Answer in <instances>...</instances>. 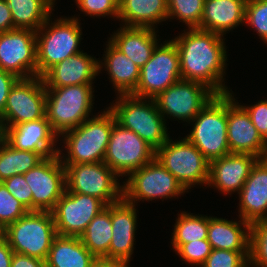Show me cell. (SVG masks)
<instances>
[{
  "mask_svg": "<svg viewBox=\"0 0 267 267\" xmlns=\"http://www.w3.org/2000/svg\"><path fill=\"white\" fill-rule=\"evenodd\" d=\"M187 30L172 39L179 53L181 79L203 83L216 95L229 94L223 83L227 65L225 39L199 28Z\"/></svg>",
  "mask_w": 267,
  "mask_h": 267,
  "instance_id": "obj_1",
  "label": "cell"
},
{
  "mask_svg": "<svg viewBox=\"0 0 267 267\" xmlns=\"http://www.w3.org/2000/svg\"><path fill=\"white\" fill-rule=\"evenodd\" d=\"M116 121L112 111L107 108L102 113L86 119L78 127L63 133L61 136L67 154L58 155L62 164H86L103 162L110 133Z\"/></svg>",
  "mask_w": 267,
  "mask_h": 267,
  "instance_id": "obj_2",
  "label": "cell"
},
{
  "mask_svg": "<svg viewBox=\"0 0 267 267\" xmlns=\"http://www.w3.org/2000/svg\"><path fill=\"white\" fill-rule=\"evenodd\" d=\"M119 95L109 109L116 122L138 134L155 151L169 138L166 120L159 112L154 99Z\"/></svg>",
  "mask_w": 267,
  "mask_h": 267,
  "instance_id": "obj_3",
  "label": "cell"
},
{
  "mask_svg": "<svg viewBox=\"0 0 267 267\" xmlns=\"http://www.w3.org/2000/svg\"><path fill=\"white\" fill-rule=\"evenodd\" d=\"M93 85L45 87V116L53 132L63 133L81 125L89 118L93 107Z\"/></svg>",
  "mask_w": 267,
  "mask_h": 267,
  "instance_id": "obj_4",
  "label": "cell"
},
{
  "mask_svg": "<svg viewBox=\"0 0 267 267\" xmlns=\"http://www.w3.org/2000/svg\"><path fill=\"white\" fill-rule=\"evenodd\" d=\"M51 15L36 31V53L38 76L41 77L55 64L82 52V27L76 17L57 19L52 23ZM51 22V23H50ZM51 24V25H50Z\"/></svg>",
  "mask_w": 267,
  "mask_h": 267,
  "instance_id": "obj_5",
  "label": "cell"
},
{
  "mask_svg": "<svg viewBox=\"0 0 267 267\" xmlns=\"http://www.w3.org/2000/svg\"><path fill=\"white\" fill-rule=\"evenodd\" d=\"M186 138L209 161L230 154L227 139V94L215 95L199 114Z\"/></svg>",
  "mask_w": 267,
  "mask_h": 267,
  "instance_id": "obj_6",
  "label": "cell"
},
{
  "mask_svg": "<svg viewBox=\"0 0 267 267\" xmlns=\"http://www.w3.org/2000/svg\"><path fill=\"white\" fill-rule=\"evenodd\" d=\"M57 235L51 212L29 211L3 230V237L15 253L46 261Z\"/></svg>",
  "mask_w": 267,
  "mask_h": 267,
  "instance_id": "obj_7",
  "label": "cell"
},
{
  "mask_svg": "<svg viewBox=\"0 0 267 267\" xmlns=\"http://www.w3.org/2000/svg\"><path fill=\"white\" fill-rule=\"evenodd\" d=\"M155 158L187 190L195 185H207L210 162L186 137L168 140L155 151Z\"/></svg>",
  "mask_w": 267,
  "mask_h": 267,
  "instance_id": "obj_8",
  "label": "cell"
},
{
  "mask_svg": "<svg viewBox=\"0 0 267 267\" xmlns=\"http://www.w3.org/2000/svg\"><path fill=\"white\" fill-rule=\"evenodd\" d=\"M63 165L68 192L96 197L106 206L123 198L119 176L105 162Z\"/></svg>",
  "mask_w": 267,
  "mask_h": 267,
  "instance_id": "obj_9",
  "label": "cell"
},
{
  "mask_svg": "<svg viewBox=\"0 0 267 267\" xmlns=\"http://www.w3.org/2000/svg\"><path fill=\"white\" fill-rule=\"evenodd\" d=\"M123 183V198L134 205L142 199H171L187 192L156 158L131 172Z\"/></svg>",
  "mask_w": 267,
  "mask_h": 267,
  "instance_id": "obj_10",
  "label": "cell"
},
{
  "mask_svg": "<svg viewBox=\"0 0 267 267\" xmlns=\"http://www.w3.org/2000/svg\"><path fill=\"white\" fill-rule=\"evenodd\" d=\"M181 79L179 53L171 39L158 45L150 59L140 68L138 85L132 95L154 99Z\"/></svg>",
  "mask_w": 267,
  "mask_h": 267,
  "instance_id": "obj_11",
  "label": "cell"
},
{
  "mask_svg": "<svg viewBox=\"0 0 267 267\" xmlns=\"http://www.w3.org/2000/svg\"><path fill=\"white\" fill-rule=\"evenodd\" d=\"M154 158L155 150L145 140L114 122L103 162L119 177L129 175Z\"/></svg>",
  "mask_w": 267,
  "mask_h": 267,
  "instance_id": "obj_12",
  "label": "cell"
},
{
  "mask_svg": "<svg viewBox=\"0 0 267 267\" xmlns=\"http://www.w3.org/2000/svg\"><path fill=\"white\" fill-rule=\"evenodd\" d=\"M46 90L42 77L18 79L9 91L0 127H13L45 117Z\"/></svg>",
  "mask_w": 267,
  "mask_h": 267,
  "instance_id": "obj_13",
  "label": "cell"
},
{
  "mask_svg": "<svg viewBox=\"0 0 267 267\" xmlns=\"http://www.w3.org/2000/svg\"><path fill=\"white\" fill-rule=\"evenodd\" d=\"M216 94L203 83L180 79L162 91L154 101L163 118L190 122Z\"/></svg>",
  "mask_w": 267,
  "mask_h": 267,
  "instance_id": "obj_14",
  "label": "cell"
},
{
  "mask_svg": "<svg viewBox=\"0 0 267 267\" xmlns=\"http://www.w3.org/2000/svg\"><path fill=\"white\" fill-rule=\"evenodd\" d=\"M0 69L19 79L38 76L36 31L15 28L0 33Z\"/></svg>",
  "mask_w": 267,
  "mask_h": 267,
  "instance_id": "obj_15",
  "label": "cell"
},
{
  "mask_svg": "<svg viewBox=\"0 0 267 267\" xmlns=\"http://www.w3.org/2000/svg\"><path fill=\"white\" fill-rule=\"evenodd\" d=\"M24 179L32 191V211L51 212L66 190L65 167L58 154L44 158Z\"/></svg>",
  "mask_w": 267,
  "mask_h": 267,
  "instance_id": "obj_16",
  "label": "cell"
},
{
  "mask_svg": "<svg viewBox=\"0 0 267 267\" xmlns=\"http://www.w3.org/2000/svg\"><path fill=\"white\" fill-rule=\"evenodd\" d=\"M105 207L96 197L65 190L51 211L56 233L80 237L90 221Z\"/></svg>",
  "mask_w": 267,
  "mask_h": 267,
  "instance_id": "obj_17",
  "label": "cell"
},
{
  "mask_svg": "<svg viewBox=\"0 0 267 267\" xmlns=\"http://www.w3.org/2000/svg\"><path fill=\"white\" fill-rule=\"evenodd\" d=\"M227 94V139L230 153L251 154L259 159L267 157V142L253 125L246 110Z\"/></svg>",
  "mask_w": 267,
  "mask_h": 267,
  "instance_id": "obj_18",
  "label": "cell"
},
{
  "mask_svg": "<svg viewBox=\"0 0 267 267\" xmlns=\"http://www.w3.org/2000/svg\"><path fill=\"white\" fill-rule=\"evenodd\" d=\"M0 135L15 149L34 151L43 158L59 152L55 145L59 137L53 132L46 116L13 127H0Z\"/></svg>",
  "mask_w": 267,
  "mask_h": 267,
  "instance_id": "obj_19",
  "label": "cell"
},
{
  "mask_svg": "<svg viewBox=\"0 0 267 267\" xmlns=\"http://www.w3.org/2000/svg\"><path fill=\"white\" fill-rule=\"evenodd\" d=\"M258 159L251 154L230 153L211 161L207 185L224 194L239 193Z\"/></svg>",
  "mask_w": 267,
  "mask_h": 267,
  "instance_id": "obj_20",
  "label": "cell"
},
{
  "mask_svg": "<svg viewBox=\"0 0 267 267\" xmlns=\"http://www.w3.org/2000/svg\"><path fill=\"white\" fill-rule=\"evenodd\" d=\"M99 60L86 52H79L55 64L41 77L45 87L92 85L99 74Z\"/></svg>",
  "mask_w": 267,
  "mask_h": 267,
  "instance_id": "obj_21",
  "label": "cell"
},
{
  "mask_svg": "<svg viewBox=\"0 0 267 267\" xmlns=\"http://www.w3.org/2000/svg\"><path fill=\"white\" fill-rule=\"evenodd\" d=\"M136 210V206L124 198L111 204L112 239L109 245V259L130 262L136 240Z\"/></svg>",
  "mask_w": 267,
  "mask_h": 267,
  "instance_id": "obj_22",
  "label": "cell"
},
{
  "mask_svg": "<svg viewBox=\"0 0 267 267\" xmlns=\"http://www.w3.org/2000/svg\"><path fill=\"white\" fill-rule=\"evenodd\" d=\"M239 194V218L250 224L267 219V157L258 159Z\"/></svg>",
  "mask_w": 267,
  "mask_h": 267,
  "instance_id": "obj_23",
  "label": "cell"
},
{
  "mask_svg": "<svg viewBox=\"0 0 267 267\" xmlns=\"http://www.w3.org/2000/svg\"><path fill=\"white\" fill-rule=\"evenodd\" d=\"M156 36L157 33L152 28L122 25L108 40L141 68L159 44Z\"/></svg>",
  "mask_w": 267,
  "mask_h": 267,
  "instance_id": "obj_24",
  "label": "cell"
},
{
  "mask_svg": "<svg viewBox=\"0 0 267 267\" xmlns=\"http://www.w3.org/2000/svg\"><path fill=\"white\" fill-rule=\"evenodd\" d=\"M247 0H205L200 29L221 36L245 22Z\"/></svg>",
  "mask_w": 267,
  "mask_h": 267,
  "instance_id": "obj_25",
  "label": "cell"
},
{
  "mask_svg": "<svg viewBox=\"0 0 267 267\" xmlns=\"http://www.w3.org/2000/svg\"><path fill=\"white\" fill-rule=\"evenodd\" d=\"M250 231L251 224L242 218L237 222L208 217L207 240L212 249L250 251Z\"/></svg>",
  "mask_w": 267,
  "mask_h": 267,
  "instance_id": "obj_26",
  "label": "cell"
},
{
  "mask_svg": "<svg viewBox=\"0 0 267 267\" xmlns=\"http://www.w3.org/2000/svg\"><path fill=\"white\" fill-rule=\"evenodd\" d=\"M107 43L104 62H98L99 73L105 67L118 95L133 94L139 82L140 68L110 41Z\"/></svg>",
  "mask_w": 267,
  "mask_h": 267,
  "instance_id": "obj_27",
  "label": "cell"
},
{
  "mask_svg": "<svg viewBox=\"0 0 267 267\" xmlns=\"http://www.w3.org/2000/svg\"><path fill=\"white\" fill-rule=\"evenodd\" d=\"M118 19L125 26L155 29L168 20L167 0H119Z\"/></svg>",
  "mask_w": 267,
  "mask_h": 267,
  "instance_id": "obj_28",
  "label": "cell"
},
{
  "mask_svg": "<svg viewBox=\"0 0 267 267\" xmlns=\"http://www.w3.org/2000/svg\"><path fill=\"white\" fill-rule=\"evenodd\" d=\"M96 260L79 237L57 234L45 263L46 267H92Z\"/></svg>",
  "mask_w": 267,
  "mask_h": 267,
  "instance_id": "obj_29",
  "label": "cell"
},
{
  "mask_svg": "<svg viewBox=\"0 0 267 267\" xmlns=\"http://www.w3.org/2000/svg\"><path fill=\"white\" fill-rule=\"evenodd\" d=\"M11 10L13 26L37 31L54 10L55 0H5Z\"/></svg>",
  "mask_w": 267,
  "mask_h": 267,
  "instance_id": "obj_30",
  "label": "cell"
},
{
  "mask_svg": "<svg viewBox=\"0 0 267 267\" xmlns=\"http://www.w3.org/2000/svg\"><path fill=\"white\" fill-rule=\"evenodd\" d=\"M79 238L97 259H109V245L112 239L111 204L90 221Z\"/></svg>",
  "mask_w": 267,
  "mask_h": 267,
  "instance_id": "obj_31",
  "label": "cell"
},
{
  "mask_svg": "<svg viewBox=\"0 0 267 267\" xmlns=\"http://www.w3.org/2000/svg\"><path fill=\"white\" fill-rule=\"evenodd\" d=\"M43 159L37 152L15 149L0 135V182L15 175H24Z\"/></svg>",
  "mask_w": 267,
  "mask_h": 267,
  "instance_id": "obj_32",
  "label": "cell"
},
{
  "mask_svg": "<svg viewBox=\"0 0 267 267\" xmlns=\"http://www.w3.org/2000/svg\"><path fill=\"white\" fill-rule=\"evenodd\" d=\"M171 244L176 251L182 244L196 240L207 239L208 216L193 215V213L181 212L174 224Z\"/></svg>",
  "mask_w": 267,
  "mask_h": 267,
  "instance_id": "obj_33",
  "label": "cell"
},
{
  "mask_svg": "<svg viewBox=\"0 0 267 267\" xmlns=\"http://www.w3.org/2000/svg\"><path fill=\"white\" fill-rule=\"evenodd\" d=\"M205 0H167L168 18H177L188 28H199Z\"/></svg>",
  "mask_w": 267,
  "mask_h": 267,
  "instance_id": "obj_34",
  "label": "cell"
},
{
  "mask_svg": "<svg viewBox=\"0 0 267 267\" xmlns=\"http://www.w3.org/2000/svg\"><path fill=\"white\" fill-rule=\"evenodd\" d=\"M249 266L267 267V219L251 224Z\"/></svg>",
  "mask_w": 267,
  "mask_h": 267,
  "instance_id": "obj_35",
  "label": "cell"
},
{
  "mask_svg": "<svg viewBox=\"0 0 267 267\" xmlns=\"http://www.w3.org/2000/svg\"><path fill=\"white\" fill-rule=\"evenodd\" d=\"M29 210L6 189L0 182V228L4 230L9 224L20 219Z\"/></svg>",
  "mask_w": 267,
  "mask_h": 267,
  "instance_id": "obj_36",
  "label": "cell"
},
{
  "mask_svg": "<svg viewBox=\"0 0 267 267\" xmlns=\"http://www.w3.org/2000/svg\"><path fill=\"white\" fill-rule=\"evenodd\" d=\"M249 255L250 251L212 249L200 267H250Z\"/></svg>",
  "mask_w": 267,
  "mask_h": 267,
  "instance_id": "obj_37",
  "label": "cell"
},
{
  "mask_svg": "<svg viewBox=\"0 0 267 267\" xmlns=\"http://www.w3.org/2000/svg\"><path fill=\"white\" fill-rule=\"evenodd\" d=\"M244 23L250 25L267 44V0H247Z\"/></svg>",
  "mask_w": 267,
  "mask_h": 267,
  "instance_id": "obj_38",
  "label": "cell"
},
{
  "mask_svg": "<svg viewBox=\"0 0 267 267\" xmlns=\"http://www.w3.org/2000/svg\"><path fill=\"white\" fill-rule=\"evenodd\" d=\"M212 247L207 239L182 244L175 252L185 263L201 266L211 254Z\"/></svg>",
  "mask_w": 267,
  "mask_h": 267,
  "instance_id": "obj_39",
  "label": "cell"
},
{
  "mask_svg": "<svg viewBox=\"0 0 267 267\" xmlns=\"http://www.w3.org/2000/svg\"><path fill=\"white\" fill-rule=\"evenodd\" d=\"M81 12L90 17H119V0H75Z\"/></svg>",
  "mask_w": 267,
  "mask_h": 267,
  "instance_id": "obj_40",
  "label": "cell"
},
{
  "mask_svg": "<svg viewBox=\"0 0 267 267\" xmlns=\"http://www.w3.org/2000/svg\"><path fill=\"white\" fill-rule=\"evenodd\" d=\"M6 189L23 205L32 211V191L24 179V175H15L2 181Z\"/></svg>",
  "mask_w": 267,
  "mask_h": 267,
  "instance_id": "obj_41",
  "label": "cell"
},
{
  "mask_svg": "<svg viewBox=\"0 0 267 267\" xmlns=\"http://www.w3.org/2000/svg\"><path fill=\"white\" fill-rule=\"evenodd\" d=\"M248 113L253 125L261 137L267 142V100H260L258 103L249 106L241 105Z\"/></svg>",
  "mask_w": 267,
  "mask_h": 267,
  "instance_id": "obj_42",
  "label": "cell"
},
{
  "mask_svg": "<svg viewBox=\"0 0 267 267\" xmlns=\"http://www.w3.org/2000/svg\"><path fill=\"white\" fill-rule=\"evenodd\" d=\"M18 79L12 73L0 69V117L3 115L9 91Z\"/></svg>",
  "mask_w": 267,
  "mask_h": 267,
  "instance_id": "obj_43",
  "label": "cell"
},
{
  "mask_svg": "<svg viewBox=\"0 0 267 267\" xmlns=\"http://www.w3.org/2000/svg\"><path fill=\"white\" fill-rule=\"evenodd\" d=\"M10 267H46V263L39 258L14 252Z\"/></svg>",
  "mask_w": 267,
  "mask_h": 267,
  "instance_id": "obj_44",
  "label": "cell"
},
{
  "mask_svg": "<svg viewBox=\"0 0 267 267\" xmlns=\"http://www.w3.org/2000/svg\"><path fill=\"white\" fill-rule=\"evenodd\" d=\"M13 29L11 10L5 0H0V33Z\"/></svg>",
  "mask_w": 267,
  "mask_h": 267,
  "instance_id": "obj_45",
  "label": "cell"
},
{
  "mask_svg": "<svg viewBox=\"0 0 267 267\" xmlns=\"http://www.w3.org/2000/svg\"><path fill=\"white\" fill-rule=\"evenodd\" d=\"M14 251L8 241L2 236L0 238V267H10Z\"/></svg>",
  "mask_w": 267,
  "mask_h": 267,
  "instance_id": "obj_46",
  "label": "cell"
},
{
  "mask_svg": "<svg viewBox=\"0 0 267 267\" xmlns=\"http://www.w3.org/2000/svg\"><path fill=\"white\" fill-rule=\"evenodd\" d=\"M92 267H129V262L124 260L99 258L93 263Z\"/></svg>",
  "mask_w": 267,
  "mask_h": 267,
  "instance_id": "obj_47",
  "label": "cell"
},
{
  "mask_svg": "<svg viewBox=\"0 0 267 267\" xmlns=\"http://www.w3.org/2000/svg\"><path fill=\"white\" fill-rule=\"evenodd\" d=\"M3 236V230L0 228V238Z\"/></svg>",
  "mask_w": 267,
  "mask_h": 267,
  "instance_id": "obj_48",
  "label": "cell"
}]
</instances>
